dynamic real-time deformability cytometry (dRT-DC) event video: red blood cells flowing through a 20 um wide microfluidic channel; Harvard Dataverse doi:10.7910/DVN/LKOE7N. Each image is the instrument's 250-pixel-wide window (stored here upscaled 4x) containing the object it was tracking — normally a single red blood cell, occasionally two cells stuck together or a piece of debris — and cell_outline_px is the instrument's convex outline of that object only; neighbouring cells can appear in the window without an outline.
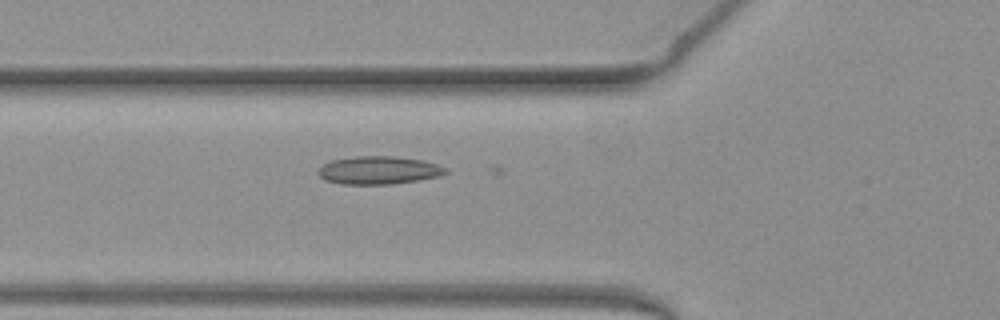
{"species": "common noctule bat (a hibernating species)", "species_latin": "Nyctalus noctula", "temperature_condition": "warm", "stored_images_in_passage": 22, "camera_frame_rate_fps": 3000, "um_per_image_px": 0.085, "animal": {"sex": "female", "body_mass_g": 19.3, "forearm_length_mm": 54.1}, "frame": {"image": 1, "passage_image": 16, "time_ms": 5.0, "image_size_px": [1000, 320], "cell_outline_px": [[448, 172], [440, 176], [420, 180], [392, 184], [340, 184], [324, 180], [316, 172], [324, 164], [332, 160], [356, 156], [392, 156], [420, 160], [436, 164], [448, 168]], "centroid_in_image_um": [32.19, 14.48], "position_along_channel_um": 93.6, "area_um2": 20.81}}
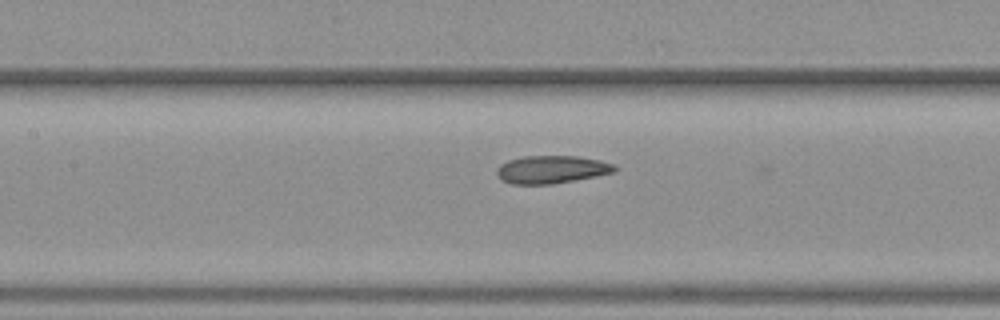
{"frame": {"image": 2, "passage_image": 21, "time_ms": 6.667, "image_size_px": [1000, 320], "cell_outline_px": [[620, 168], [616, 172], [596, 176], [552, 184], [512, 184], [504, 180], [496, 172], [496, 168], [500, 164], [508, 160], [524, 156], [580, 156], [600, 160], [616, 164]], "centroid_in_image_um": [46.96, 14.39], "position_along_channel_um": 160.4, "area_um2": 19.25}}